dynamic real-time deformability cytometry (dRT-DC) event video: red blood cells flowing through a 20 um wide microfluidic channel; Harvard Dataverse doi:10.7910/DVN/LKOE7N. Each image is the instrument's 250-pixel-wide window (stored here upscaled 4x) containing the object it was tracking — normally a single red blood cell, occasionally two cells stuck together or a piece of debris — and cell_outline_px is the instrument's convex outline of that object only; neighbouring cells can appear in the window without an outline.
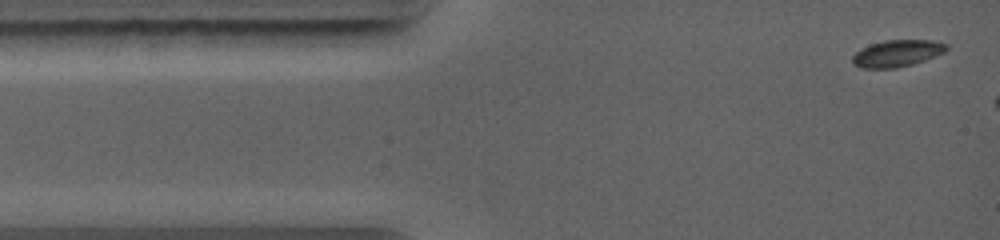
{"species": "common noctule bat (a hibernating species)", "species_latin": "Nyctalus noctula", "temperature_condition": "warm", "stored_images_in_passage": 4, "camera_frame_rate_fps": 5000, "um_per_image_px": 0.085, "animal": {"sex": "female", "body_mass_g": 19.0, "forearm_length_mm": 56.7}, "frame": {"image": 1, "passage_image": 1, "time_ms": 0.0, "image_size_px": [1000, 240], "cell_outline_px": [[948, 48], [944, 52], [924, 60], [912, 64], [896, 68], [860, 68], [852, 64], [852, 56], [860, 48], [884, 40], [932, 40], [948, 44]], "centroid_in_image_um": [76.22, 4.53], "position_along_channel_um": 8.8, "area_um2": 14.68}}